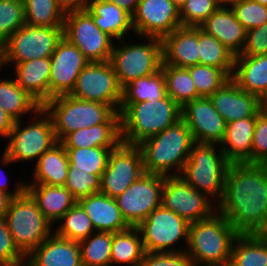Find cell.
<instances>
[{
	"mask_svg": "<svg viewBox=\"0 0 267 266\" xmlns=\"http://www.w3.org/2000/svg\"><path fill=\"white\" fill-rule=\"evenodd\" d=\"M217 211L240 233L267 227V169L263 164L231 163Z\"/></svg>",
	"mask_w": 267,
	"mask_h": 266,
	"instance_id": "obj_1",
	"label": "cell"
},
{
	"mask_svg": "<svg viewBox=\"0 0 267 266\" xmlns=\"http://www.w3.org/2000/svg\"><path fill=\"white\" fill-rule=\"evenodd\" d=\"M194 142L182 118L159 134L142 141L138 146L142 153L144 172L164 177L179 176Z\"/></svg>",
	"mask_w": 267,
	"mask_h": 266,
	"instance_id": "obj_2",
	"label": "cell"
},
{
	"mask_svg": "<svg viewBox=\"0 0 267 266\" xmlns=\"http://www.w3.org/2000/svg\"><path fill=\"white\" fill-rule=\"evenodd\" d=\"M240 233L218 211L189 224L186 254L193 266H215L231 260L234 240Z\"/></svg>",
	"mask_w": 267,
	"mask_h": 266,
	"instance_id": "obj_3",
	"label": "cell"
},
{
	"mask_svg": "<svg viewBox=\"0 0 267 266\" xmlns=\"http://www.w3.org/2000/svg\"><path fill=\"white\" fill-rule=\"evenodd\" d=\"M181 107L168 95L163 99L120 107L122 142L138 145L181 119Z\"/></svg>",
	"mask_w": 267,
	"mask_h": 266,
	"instance_id": "obj_4",
	"label": "cell"
},
{
	"mask_svg": "<svg viewBox=\"0 0 267 266\" xmlns=\"http://www.w3.org/2000/svg\"><path fill=\"white\" fill-rule=\"evenodd\" d=\"M28 120V123L25 122L27 125H23L22 119L15 122L0 157V164L9 166L21 161H38L44 152L58 143L51 117L42 107Z\"/></svg>",
	"mask_w": 267,
	"mask_h": 266,
	"instance_id": "obj_5",
	"label": "cell"
},
{
	"mask_svg": "<svg viewBox=\"0 0 267 266\" xmlns=\"http://www.w3.org/2000/svg\"><path fill=\"white\" fill-rule=\"evenodd\" d=\"M230 164L219 144L194 142L179 176L218 204L224 194L225 176Z\"/></svg>",
	"mask_w": 267,
	"mask_h": 266,
	"instance_id": "obj_6",
	"label": "cell"
},
{
	"mask_svg": "<svg viewBox=\"0 0 267 266\" xmlns=\"http://www.w3.org/2000/svg\"><path fill=\"white\" fill-rule=\"evenodd\" d=\"M42 108L51 117L58 142L70 132L105 123L116 112L110 105L69 94L53 97Z\"/></svg>",
	"mask_w": 267,
	"mask_h": 266,
	"instance_id": "obj_7",
	"label": "cell"
},
{
	"mask_svg": "<svg viewBox=\"0 0 267 266\" xmlns=\"http://www.w3.org/2000/svg\"><path fill=\"white\" fill-rule=\"evenodd\" d=\"M4 219L17 248L26 257L54 232L53 224L27 191L11 199Z\"/></svg>",
	"mask_w": 267,
	"mask_h": 266,
	"instance_id": "obj_8",
	"label": "cell"
},
{
	"mask_svg": "<svg viewBox=\"0 0 267 266\" xmlns=\"http://www.w3.org/2000/svg\"><path fill=\"white\" fill-rule=\"evenodd\" d=\"M139 43L130 44L121 39L120 44L114 42L109 59L115 70L117 79L123 88L128 83L146 77L161 70L163 63L162 41L156 37H140ZM116 43V44H115Z\"/></svg>",
	"mask_w": 267,
	"mask_h": 266,
	"instance_id": "obj_9",
	"label": "cell"
},
{
	"mask_svg": "<svg viewBox=\"0 0 267 266\" xmlns=\"http://www.w3.org/2000/svg\"><path fill=\"white\" fill-rule=\"evenodd\" d=\"M64 36V27L24 24L0 47V68L32 59L51 57Z\"/></svg>",
	"mask_w": 267,
	"mask_h": 266,
	"instance_id": "obj_10",
	"label": "cell"
},
{
	"mask_svg": "<svg viewBox=\"0 0 267 266\" xmlns=\"http://www.w3.org/2000/svg\"><path fill=\"white\" fill-rule=\"evenodd\" d=\"M137 227L146 252H184L186 250L189 223L163 205L153 210ZM183 240L186 245L176 247L177 243Z\"/></svg>",
	"mask_w": 267,
	"mask_h": 266,
	"instance_id": "obj_11",
	"label": "cell"
},
{
	"mask_svg": "<svg viewBox=\"0 0 267 266\" xmlns=\"http://www.w3.org/2000/svg\"><path fill=\"white\" fill-rule=\"evenodd\" d=\"M69 95L110 105L119 112L122 87L109 61L89 62L78 75L75 87Z\"/></svg>",
	"mask_w": 267,
	"mask_h": 266,
	"instance_id": "obj_12",
	"label": "cell"
},
{
	"mask_svg": "<svg viewBox=\"0 0 267 266\" xmlns=\"http://www.w3.org/2000/svg\"><path fill=\"white\" fill-rule=\"evenodd\" d=\"M64 37L89 62L109 61L114 40L94 24L92 16L85 9L65 14Z\"/></svg>",
	"mask_w": 267,
	"mask_h": 266,
	"instance_id": "obj_13",
	"label": "cell"
},
{
	"mask_svg": "<svg viewBox=\"0 0 267 266\" xmlns=\"http://www.w3.org/2000/svg\"><path fill=\"white\" fill-rule=\"evenodd\" d=\"M144 173L139 146L121 142L109 154L106 169L100 177L99 192L116 198Z\"/></svg>",
	"mask_w": 267,
	"mask_h": 266,
	"instance_id": "obj_14",
	"label": "cell"
},
{
	"mask_svg": "<svg viewBox=\"0 0 267 266\" xmlns=\"http://www.w3.org/2000/svg\"><path fill=\"white\" fill-rule=\"evenodd\" d=\"M164 181V176L144 173L115 198L130 227H137L153 210L162 205Z\"/></svg>",
	"mask_w": 267,
	"mask_h": 266,
	"instance_id": "obj_15",
	"label": "cell"
},
{
	"mask_svg": "<svg viewBox=\"0 0 267 266\" xmlns=\"http://www.w3.org/2000/svg\"><path fill=\"white\" fill-rule=\"evenodd\" d=\"M162 205L189 224L206 219L217 211L212 198L194 189L180 176L165 177Z\"/></svg>",
	"mask_w": 267,
	"mask_h": 266,
	"instance_id": "obj_16",
	"label": "cell"
},
{
	"mask_svg": "<svg viewBox=\"0 0 267 266\" xmlns=\"http://www.w3.org/2000/svg\"><path fill=\"white\" fill-rule=\"evenodd\" d=\"M181 26L179 8L171 0H140L132 15V27L137 37L162 39Z\"/></svg>",
	"mask_w": 267,
	"mask_h": 266,
	"instance_id": "obj_17",
	"label": "cell"
},
{
	"mask_svg": "<svg viewBox=\"0 0 267 266\" xmlns=\"http://www.w3.org/2000/svg\"><path fill=\"white\" fill-rule=\"evenodd\" d=\"M50 58L49 100L56 96L70 94L75 87L78 75L89 63L83 53L64 36Z\"/></svg>",
	"mask_w": 267,
	"mask_h": 266,
	"instance_id": "obj_18",
	"label": "cell"
},
{
	"mask_svg": "<svg viewBox=\"0 0 267 266\" xmlns=\"http://www.w3.org/2000/svg\"><path fill=\"white\" fill-rule=\"evenodd\" d=\"M181 118L188 125L195 142L220 144L224 138L226 122L209 97L187 102L181 109Z\"/></svg>",
	"mask_w": 267,
	"mask_h": 266,
	"instance_id": "obj_19",
	"label": "cell"
},
{
	"mask_svg": "<svg viewBox=\"0 0 267 266\" xmlns=\"http://www.w3.org/2000/svg\"><path fill=\"white\" fill-rule=\"evenodd\" d=\"M209 98L226 123L256 117L266 105L258 96L243 91L232 79Z\"/></svg>",
	"mask_w": 267,
	"mask_h": 266,
	"instance_id": "obj_20",
	"label": "cell"
},
{
	"mask_svg": "<svg viewBox=\"0 0 267 266\" xmlns=\"http://www.w3.org/2000/svg\"><path fill=\"white\" fill-rule=\"evenodd\" d=\"M25 266H83L79 243L53 232L26 257Z\"/></svg>",
	"mask_w": 267,
	"mask_h": 266,
	"instance_id": "obj_21",
	"label": "cell"
},
{
	"mask_svg": "<svg viewBox=\"0 0 267 266\" xmlns=\"http://www.w3.org/2000/svg\"><path fill=\"white\" fill-rule=\"evenodd\" d=\"M161 41L162 64L180 68L199 64L198 27H178Z\"/></svg>",
	"mask_w": 267,
	"mask_h": 266,
	"instance_id": "obj_22",
	"label": "cell"
},
{
	"mask_svg": "<svg viewBox=\"0 0 267 266\" xmlns=\"http://www.w3.org/2000/svg\"><path fill=\"white\" fill-rule=\"evenodd\" d=\"M121 142L119 112H115L105 123L70 132L60 141L65 149L116 148Z\"/></svg>",
	"mask_w": 267,
	"mask_h": 266,
	"instance_id": "obj_23",
	"label": "cell"
},
{
	"mask_svg": "<svg viewBox=\"0 0 267 266\" xmlns=\"http://www.w3.org/2000/svg\"><path fill=\"white\" fill-rule=\"evenodd\" d=\"M199 27L215 37L235 56L241 54L246 42V30L231 8L219 7Z\"/></svg>",
	"mask_w": 267,
	"mask_h": 266,
	"instance_id": "obj_24",
	"label": "cell"
},
{
	"mask_svg": "<svg viewBox=\"0 0 267 266\" xmlns=\"http://www.w3.org/2000/svg\"><path fill=\"white\" fill-rule=\"evenodd\" d=\"M84 9L92 16L94 24L114 42L125 39L130 32L134 35L132 16L115 3L109 0H87Z\"/></svg>",
	"mask_w": 267,
	"mask_h": 266,
	"instance_id": "obj_25",
	"label": "cell"
},
{
	"mask_svg": "<svg viewBox=\"0 0 267 266\" xmlns=\"http://www.w3.org/2000/svg\"><path fill=\"white\" fill-rule=\"evenodd\" d=\"M78 203L92 220L95 231L115 233L130 227L115 198L98 192L80 199Z\"/></svg>",
	"mask_w": 267,
	"mask_h": 266,
	"instance_id": "obj_26",
	"label": "cell"
},
{
	"mask_svg": "<svg viewBox=\"0 0 267 266\" xmlns=\"http://www.w3.org/2000/svg\"><path fill=\"white\" fill-rule=\"evenodd\" d=\"M13 69L17 84L43 106L49 100L51 58L43 57L18 63Z\"/></svg>",
	"mask_w": 267,
	"mask_h": 266,
	"instance_id": "obj_27",
	"label": "cell"
},
{
	"mask_svg": "<svg viewBox=\"0 0 267 266\" xmlns=\"http://www.w3.org/2000/svg\"><path fill=\"white\" fill-rule=\"evenodd\" d=\"M256 117L226 123L221 151L230 163L251 164L253 133Z\"/></svg>",
	"mask_w": 267,
	"mask_h": 266,
	"instance_id": "obj_28",
	"label": "cell"
},
{
	"mask_svg": "<svg viewBox=\"0 0 267 266\" xmlns=\"http://www.w3.org/2000/svg\"><path fill=\"white\" fill-rule=\"evenodd\" d=\"M243 91L258 96L267 104V54L235 56L231 78Z\"/></svg>",
	"mask_w": 267,
	"mask_h": 266,
	"instance_id": "obj_29",
	"label": "cell"
},
{
	"mask_svg": "<svg viewBox=\"0 0 267 266\" xmlns=\"http://www.w3.org/2000/svg\"><path fill=\"white\" fill-rule=\"evenodd\" d=\"M26 191L53 226L77 202L64 186L26 184Z\"/></svg>",
	"mask_w": 267,
	"mask_h": 266,
	"instance_id": "obj_30",
	"label": "cell"
},
{
	"mask_svg": "<svg viewBox=\"0 0 267 266\" xmlns=\"http://www.w3.org/2000/svg\"><path fill=\"white\" fill-rule=\"evenodd\" d=\"M69 165L65 147L58 142L50 150L44 152L35 162V166L32 169L33 180L31 182L29 180L26 181V184L64 186Z\"/></svg>",
	"mask_w": 267,
	"mask_h": 266,
	"instance_id": "obj_31",
	"label": "cell"
},
{
	"mask_svg": "<svg viewBox=\"0 0 267 266\" xmlns=\"http://www.w3.org/2000/svg\"><path fill=\"white\" fill-rule=\"evenodd\" d=\"M1 70L0 68V72ZM11 77L0 80V106L15 121H20L23 115L30 117L42 106Z\"/></svg>",
	"mask_w": 267,
	"mask_h": 266,
	"instance_id": "obj_32",
	"label": "cell"
},
{
	"mask_svg": "<svg viewBox=\"0 0 267 266\" xmlns=\"http://www.w3.org/2000/svg\"><path fill=\"white\" fill-rule=\"evenodd\" d=\"M145 252L138 227L112 233L111 266H139Z\"/></svg>",
	"mask_w": 267,
	"mask_h": 266,
	"instance_id": "obj_33",
	"label": "cell"
},
{
	"mask_svg": "<svg viewBox=\"0 0 267 266\" xmlns=\"http://www.w3.org/2000/svg\"><path fill=\"white\" fill-rule=\"evenodd\" d=\"M166 82L162 70L155 74L133 80L122 88L120 107L133 103L163 99L166 96Z\"/></svg>",
	"mask_w": 267,
	"mask_h": 266,
	"instance_id": "obj_34",
	"label": "cell"
},
{
	"mask_svg": "<svg viewBox=\"0 0 267 266\" xmlns=\"http://www.w3.org/2000/svg\"><path fill=\"white\" fill-rule=\"evenodd\" d=\"M231 261L235 266H267V238L261 233L239 234L232 246Z\"/></svg>",
	"mask_w": 267,
	"mask_h": 266,
	"instance_id": "obj_35",
	"label": "cell"
},
{
	"mask_svg": "<svg viewBox=\"0 0 267 266\" xmlns=\"http://www.w3.org/2000/svg\"><path fill=\"white\" fill-rule=\"evenodd\" d=\"M198 47L199 64L220 68L232 78L235 55L200 27H198Z\"/></svg>",
	"mask_w": 267,
	"mask_h": 266,
	"instance_id": "obj_36",
	"label": "cell"
},
{
	"mask_svg": "<svg viewBox=\"0 0 267 266\" xmlns=\"http://www.w3.org/2000/svg\"><path fill=\"white\" fill-rule=\"evenodd\" d=\"M166 82V94L181 108L189 101L199 98L194 82L187 68L162 64Z\"/></svg>",
	"mask_w": 267,
	"mask_h": 266,
	"instance_id": "obj_37",
	"label": "cell"
},
{
	"mask_svg": "<svg viewBox=\"0 0 267 266\" xmlns=\"http://www.w3.org/2000/svg\"><path fill=\"white\" fill-rule=\"evenodd\" d=\"M57 223L54 233L72 241L80 242L95 232L92 220L78 202Z\"/></svg>",
	"mask_w": 267,
	"mask_h": 266,
	"instance_id": "obj_38",
	"label": "cell"
},
{
	"mask_svg": "<svg viewBox=\"0 0 267 266\" xmlns=\"http://www.w3.org/2000/svg\"><path fill=\"white\" fill-rule=\"evenodd\" d=\"M78 243L83 266H111V232L95 231Z\"/></svg>",
	"mask_w": 267,
	"mask_h": 266,
	"instance_id": "obj_39",
	"label": "cell"
},
{
	"mask_svg": "<svg viewBox=\"0 0 267 266\" xmlns=\"http://www.w3.org/2000/svg\"><path fill=\"white\" fill-rule=\"evenodd\" d=\"M27 25L64 27L65 14L56 0H23Z\"/></svg>",
	"mask_w": 267,
	"mask_h": 266,
	"instance_id": "obj_40",
	"label": "cell"
},
{
	"mask_svg": "<svg viewBox=\"0 0 267 266\" xmlns=\"http://www.w3.org/2000/svg\"><path fill=\"white\" fill-rule=\"evenodd\" d=\"M112 149L114 148L89 147L65 150L70 166L101 177L106 169L108 157Z\"/></svg>",
	"mask_w": 267,
	"mask_h": 266,
	"instance_id": "obj_41",
	"label": "cell"
},
{
	"mask_svg": "<svg viewBox=\"0 0 267 266\" xmlns=\"http://www.w3.org/2000/svg\"><path fill=\"white\" fill-rule=\"evenodd\" d=\"M199 97H209L231 78L220 68L196 64L187 68Z\"/></svg>",
	"mask_w": 267,
	"mask_h": 266,
	"instance_id": "obj_42",
	"label": "cell"
},
{
	"mask_svg": "<svg viewBox=\"0 0 267 266\" xmlns=\"http://www.w3.org/2000/svg\"><path fill=\"white\" fill-rule=\"evenodd\" d=\"M24 24L23 0H0V47Z\"/></svg>",
	"mask_w": 267,
	"mask_h": 266,
	"instance_id": "obj_43",
	"label": "cell"
},
{
	"mask_svg": "<svg viewBox=\"0 0 267 266\" xmlns=\"http://www.w3.org/2000/svg\"><path fill=\"white\" fill-rule=\"evenodd\" d=\"M64 187L71 192L74 199L78 202L82 198L99 192L100 177L69 165Z\"/></svg>",
	"mask_w": 267,
	"mask_h": 266,
	"instance_id": "obj_44",
	"label": "cell"
},
{
	"mask_svg": "<svg viewBox=\"0 0 267 266\" xmlns=\"http://www.w3.org/2000/svg\"><path fill=\"white\" fill-rule=\"evenodd\" d=\"M218 8L216 0H187L179 9L182 26L199 27Z\"/></svg>",
	"mask_w": 267,
	"mask_h": 266,
	"instance_id": "obj_45",
	"label": "cell"
},
{
	"mask_svg": "<svg viewBox=\"0 0 267 266\" xmlns=\"http://www.w3.org/2000/svg\"><path fill=\"white\" fill-rule=\"evenodd\" d=\"M231 9L246 31L267 22V6L252 0H243Z\"/></svg>",
	"mask_w": 267,
	"mask_h": 266,
	"instance_id": "obj_46",
	"label": "cell"
},
{
	"mask_svg": "<svg viewBox=\"0 0 267 266\" xmlns=\"http://www.w3.org/2000/svg\"><path fill=\"white\" fill-rule=\"evenodd\" d=\"M26 256L17 248L4 217L0 218V266H25Z\"/></svg>",
	"mask_w": 267,
	"mask_h": 266,
	"instance_id": "obj_47",
	"label": "cell"
},
{
	"mask_svg": "<svg viewBox=\"0 0 267 266\" xmlns=\"http://www.w3.org/2000/svg\"><path fill=\"white\" fill-rule=\"evenodd\" d=\"M267 161V104L257 114L253 133L251 164Z\"/></svg>",
	"mask_w": 267,
	"mask_h": 266,
	"instance_id": "obj_48",
	"label": "cell"
},
{
	"mask_svg": "<svg viewBox=\"0 0 267 266\" xmlns=\"http://www.w3.org/2000/svg\"><path fill=\"white\" fill-rule=\"evenodd\" d=\"M139 266H193L186 252H145Z\"/></svg>",
	"mask_w": 267,
	"mask_h": 266,
	"instance_id": "obj_49",
	"label": "cell"
},
{
	"mask_svg": "<svg viewBox=\"0 0 267 266\" xmlns=\"http://www.w3.org/2000/svg\"><path fill=\"white\" fill-rule=\"evenodd\" d=\"M267 54V22L246 31V42L240 55L259 56Z\"/></svg>",
	"mask_w": 267,
	"mask_h": 266,
	"instance_id": "obj_50",
	"label": "cell"
},
{
	"mask_svg": "<svg viewBox=\"0 0 267 266\" xmlns=\"http://www.w3.org/2000/svg\"><path fill=\"white\" fill-rule=\"evenodd\" d=\"M4 172L5 171L3 170L2 173H4ZM2 173H0V191L1 192H5L6 194L10 195L12 198H15V197L21 196L26 191V182H24V181H20L19 183H16L17 186H15V190L10 191L9 190L10 186L7 183L10 180L7 181L8 176L6 175V173H4L5 175H3ZM1 174L3 175V177L1 176ZM5 176H7V177L5 178Z\"/></svg>",
	"mask_w": 267,
	"mask_h": 266,
	"instance_id": "obj_51",
	"label": "cell"
},
{
	"mask_svg": "<svg viewBox=\"0 0 267 266\" xmlns=\"http://www.w3.org/2000/svg\"><path fill=\"white\" fill-rule=\"evenodd\" d=\"M15 122L16 121L0 106V137H4V140H7Z\"/></svg>",
	"mask_w": 267,
	"mask_h": 266,
	"instance_id": "obj_52",
	"label": "cell"
},
{
	"mask_svg": "<svg viewBox=\"0 0 267 266\" xmlns=\"http://www.w3.org/2000/svg\"><path fill=\"white\" fill-rule=\"evenodd\" d=\"M56 2L64 14L82 10L87 5V0H56Z\"/></svg>",
	"mask_w": 267,
	"mask_h": 266,
	"instance_id": "obj_53",
	"label": "cell"
},
{
	"mask_svg": "<svg viewBox=\"0 0 267 266\" xmlns=\"http://www.w3.org/2000/svg\"><path fill=\"white\" fill-rule=\"evenodd\" d=\"M124 9L131 16L135 13L140 0H109Z\"/></svg>",
	"mask_w": 267,
	"mask_h": 266,
	"instance_id": "obj_54",
	"label": "cell"
},
{
	"mask_svg": "<svg viewBox=\"0 0 267 266\" xmlns=\"http://www.w3.org/2000/svg\"><path fill=\"white\" fill-rule=\"evenodd\" d=\"M12 197L0 191V218L6 215Z\"/></svg>",
	"mask_w": 267,
	"mask_h": 266,
	"instance_id": "obj_55",
	"label": "cell"
},
{
	"mask_svg": "<svg viewBox=\"0 0 267 266\" xmlns=\"http://www.w3.org/2000/svg\"><path fill=\"white\" fill-rule=\"evenodd\" d=\"M220 8H232L243 0H216Z\"/></svg>",
	"mask_w": 267,
	"mask_h": 266,
	"instance_id": "obj_56",
	"label": "cell"
},
{
	"mask_svg": "<svg viewBox=\"0 0 267 266\" xmlns=\"http://www.w3.org/2000/svg\"><path fill=\"white\" fill-rule=\"evenodd\" d=\"M172 3L177 6L179 9L181 8V6L187 1V0H171Z\"/></svg>",
	"mask_w": 267,
	"mask_h": 266,
	"instance_id": "obj_57",
	"label": "cell"
},
{
	"mask_svg": "<svg viewBox=\"0 0 267 266\" xmlns=\"http://www.w3.org/2000/svg\"><path fill=\"white\" fill-rule=\"evenodd\" d=\"M215 266H235L234 263L230 260L228 262L219 264V265H215Z\"/></svg>",
	"mask_w": 267,
	"mask_h": 266,
	"instance_id": "obj_58",
	"label": "cell"
},
{
	"mask_svg": "<svg viewBox=\"0 0 267 266\" xmlns=\"http://www.w3.org/2000/svg\"><path fill=\"white\" fill-rule=\"evenodd\" d=\"M252 1L257 2L263 6H267V0H252Z\"/></svg>",
	"mask_w": 267,
	"mask_h": 266,
	"instance_id": "obj_59",
	"label": "cell"
},
{
	"mask_svg": "<svg viewBox=\"0 0 267 266\" xmlns=\"http://www.w3.org/2000/svg\"><path fill=\"white\" fill-rule=\"evenodd\" d=\"M265 238H267V227L261 233Z\"/></svg>",
	"mask_w": 267,
	"mask_h": 266,
	"instance_id": "obj_60",
	"label": "cell"
}]
</instances>
